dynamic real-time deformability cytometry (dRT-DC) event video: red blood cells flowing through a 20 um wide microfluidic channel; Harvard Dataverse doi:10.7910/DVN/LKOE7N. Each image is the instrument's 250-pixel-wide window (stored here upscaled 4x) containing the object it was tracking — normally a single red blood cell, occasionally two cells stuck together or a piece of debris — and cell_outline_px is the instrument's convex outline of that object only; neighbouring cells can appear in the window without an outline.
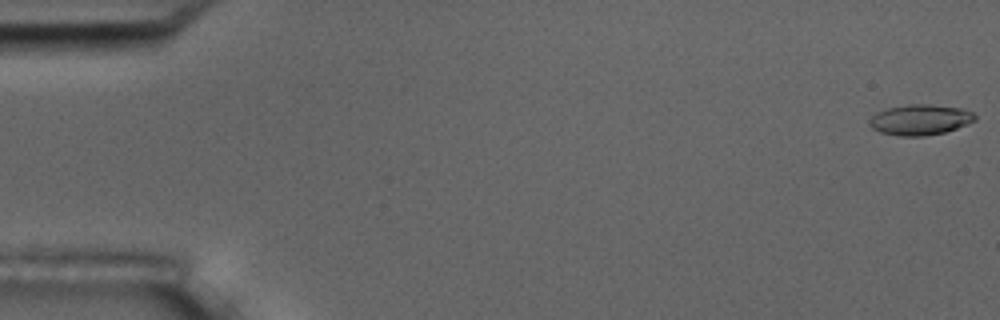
{"species": "common noctule bat (a hibernating species)", "species_latin": "Nyctalus noctula", "temperature_condition": "room temperature", "stored_images_in_passage": 6, "segment_of_instrument_passage": [1, 2], "camera_frame_rate_fps": 3000, "um_per_image_px": 0.085, "animal": {"sex": "male", "body_mass_g": 17.5, "forearm_length_mm": 52.3}, "frame": {"image": 1, "passage_image": 1, "time_ms": 0.0, "image_size_px": [1000, 320], "cell_outline_px": [[976, 120], [968, 124], [944, 132], [924, 136], [900, 136], [880, 132], [872, 128], [868, 124], [868, 120], [876, 112], [888, 108], [912, 104], [928, 104], [964, 108], [972, 112], [976, 116]], "centroid_in_image_um": [78.21, 10.17], "position_along_channel_um": 6.8, "area_um2": 18.84}}
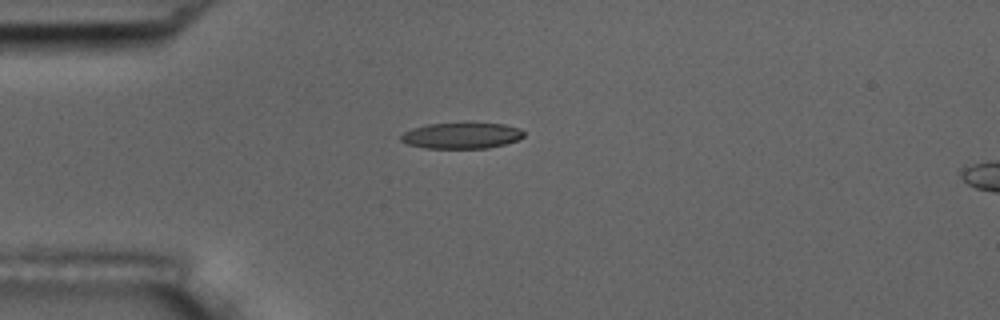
{"frame": {"image": 2, "passage_image": 5, "time_ms": 4.667, "image_size_px": [1000, 320], "cell_outline_px": [[524, 136], [516, 140], [504, 144], [488, 148], [424, 148], [408, 144], [400, 140], [400, 136], [404, 132], [412, 128], [428, 124], [468, 120], [504, 124], [520, 128], [524, 132]], "centroid_in_image_um": [39.24, 11.47], "position_along_channel_um": 45.8, "area_um2": 19.42}}